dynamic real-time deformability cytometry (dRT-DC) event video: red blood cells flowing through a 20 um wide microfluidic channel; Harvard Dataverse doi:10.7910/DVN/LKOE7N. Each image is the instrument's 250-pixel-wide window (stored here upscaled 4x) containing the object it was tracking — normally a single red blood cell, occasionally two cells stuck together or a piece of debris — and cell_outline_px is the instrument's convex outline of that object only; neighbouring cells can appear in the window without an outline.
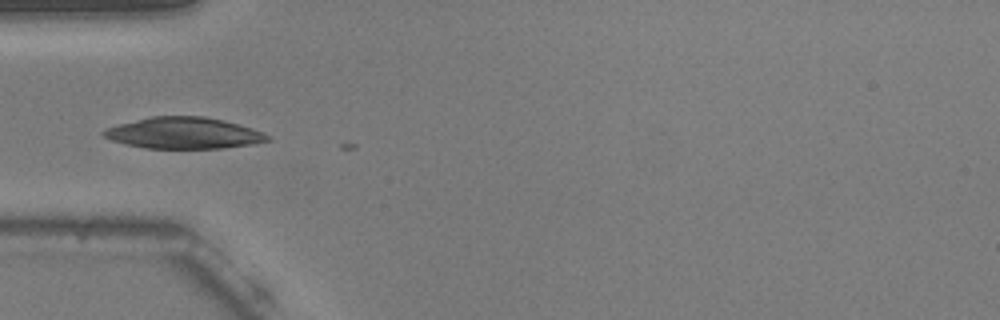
{"species": "common noctule bat (a hibernating species)", "species_latin": "Nyctalus noctula", "temperature_condition": "warm", "stored_images_in_passage": 3, "camera_frame_rate_fps": 3000, "um_per_image_px": 0.085, "animal": {"sex": "male", "body_mass_g": 20.5, "forearm_length_mm": 52.5}, "frame": {"image": 1, "passage_image": 1, "time_ms": 0.0, "image_size_px": [1000, 320], "cell_outline_px": [[272, 140], [252, 144], [224, 148], [144, 148], [112, 140], [104, 136], [100, 132], [108, 128], [120, 124], [152, 116], [204, 116], [224, 120], [252, 128], [272, 136]], "centroid_in_image_um": [15.68, 11.31], "position_along_channel_um": 69.3, "area_um2": 29.77}}